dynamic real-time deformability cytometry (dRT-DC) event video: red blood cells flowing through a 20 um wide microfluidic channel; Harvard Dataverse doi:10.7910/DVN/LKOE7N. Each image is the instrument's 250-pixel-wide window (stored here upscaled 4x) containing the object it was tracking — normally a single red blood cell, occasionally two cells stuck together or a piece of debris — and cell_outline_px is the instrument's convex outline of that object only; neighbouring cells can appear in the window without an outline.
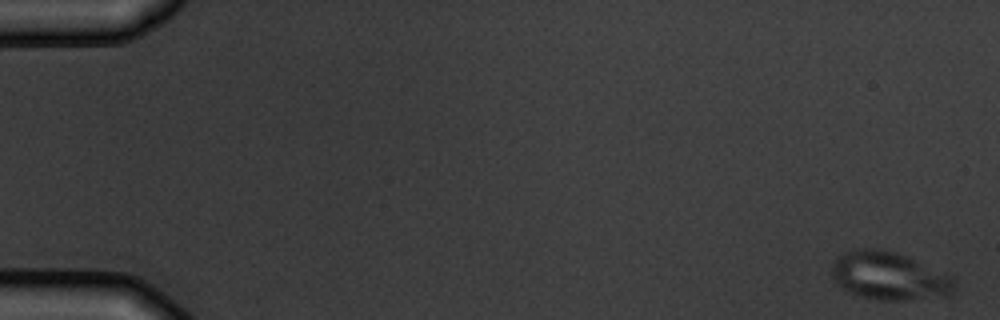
{"species": "common noctule bat (a hibernating species)", "species_latin": "Nyctalus noctula", "temperature_condition": "warm", "stored_images_in_passage": 5, "camera_frame_rate_fps": 3000, "um_per_image_px": 0.085, "animal": {"sex": "male", "body_mass_g": 19.5, "forearm_length_mm": 54.6}, "frame": {"image": 1, "passage_image": 1, "time_ms": 0.0, "image_size_px": [1000, 320], "cell_outline_px": [[952, 288], [948, 292], [904, 300], [880, 300], [856, 296], [840, 288], [832, 280], [832, 268], [836, 256], [844, 252], [860, 248], [868, 248], [892, 252], [904, 256], [952, 276]], "centroid_in_image_um": [75.39, 23.45], "position_along_channel_um": 9.6, "area_um2": 33.23}}